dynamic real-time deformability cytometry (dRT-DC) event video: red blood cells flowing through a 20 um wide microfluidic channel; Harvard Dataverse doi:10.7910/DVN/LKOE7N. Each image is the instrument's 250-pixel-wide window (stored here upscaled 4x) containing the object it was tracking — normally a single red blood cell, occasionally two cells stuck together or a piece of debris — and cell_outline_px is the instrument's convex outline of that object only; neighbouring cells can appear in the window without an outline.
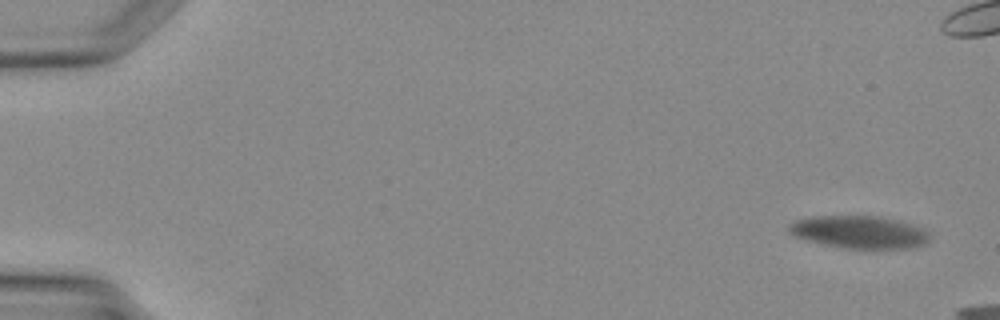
{"species": "Egyptian fruit bat (a non-hibernating species)", "species_latin": "Rousettus aegyptiacus", "temperature_condition": "warm", "stored_images_in_passage": 10, "camera_frame_rate_fps": 3000, "um_per_image_px": 0.085, "animal": {"sex": "female"}, "frame": {"image": 1, "passage_image": 1, "time_ms": 0.0, "image_size_px": [1000, 320], "cell_outline_px": [[928, 240], [924, 244], [916, 248], [844, 248], [824, 244], [792, 236], [788, 232], [788, 224], [796, 220], [812, 216], [880, 216], [896, 220], [920, 228], [928, 232]], "centroid_in_image_um": [72.98, 19.72], "position_along_channel_um": 12.0, "area_um2": 26.53}}